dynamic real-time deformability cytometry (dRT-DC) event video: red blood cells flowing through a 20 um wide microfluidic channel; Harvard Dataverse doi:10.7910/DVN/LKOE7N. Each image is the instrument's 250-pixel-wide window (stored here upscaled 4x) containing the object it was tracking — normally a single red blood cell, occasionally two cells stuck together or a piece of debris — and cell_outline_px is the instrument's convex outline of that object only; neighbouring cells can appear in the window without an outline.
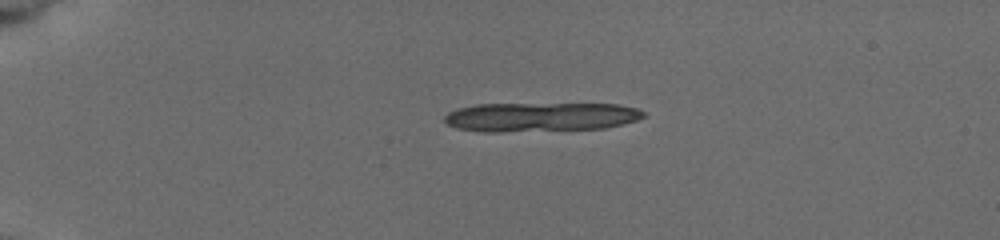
{"species": "common noctule bat (a hibernating species)", "species_latin": "Nyctalus noctula", "temperature_condition": "cold", "stored_images_in_passage": 5, "segment_of_instrument_passage": [1, 2], "camera_frame_rate_fps": 3000, "um_per_image_px": 0.085, "animal": {"sex": "female", "body_mass_g": 19.5, "forearm_length_mm": 54.1}, "frame": {"image": 1, "passage_image": 1, "time_ms": 0.0, "image_size_px": [1000, 240], "cell_outline_px": [[648, 116], [624, 124], [604, 128], [496, 132], [484, 132], [456, 128], [448, 124], [444, 120], [444, 116], [448, 112], [460, 108], [476, 104], [616, 104], [636, 108], [644, 112]], "centroid_in_image_um": [45.96, 9.94], "position_along_channel_um": 39.0, "area_um2": 33.76}}